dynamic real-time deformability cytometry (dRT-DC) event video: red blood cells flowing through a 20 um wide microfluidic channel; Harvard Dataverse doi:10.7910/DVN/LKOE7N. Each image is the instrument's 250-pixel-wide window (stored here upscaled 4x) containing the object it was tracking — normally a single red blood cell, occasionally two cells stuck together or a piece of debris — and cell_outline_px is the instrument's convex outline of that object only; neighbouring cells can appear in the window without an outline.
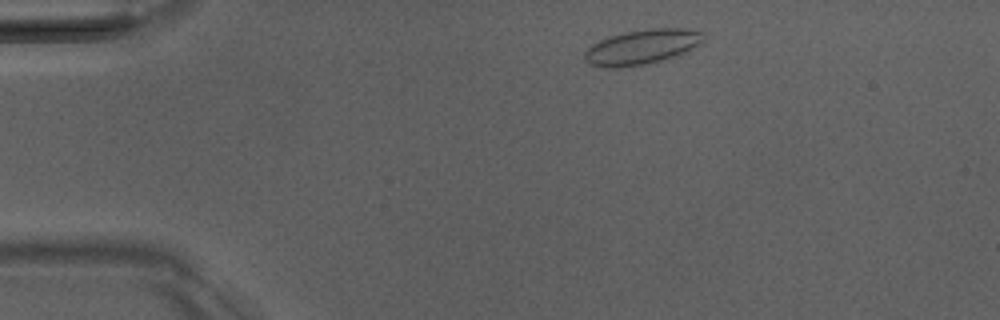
{"species": "Egyptian fruit bat (a non-hibernating species)", "species_latin": "Rousettus aegyptiacus", "temperature_condition": "room temperature", "stored_images_in_passage": 44, "camera_frame_rate_fps": 3000, "um_per_image_px": 0.085, "animal": {"sex": "male"}, "frame": {"image": 1, "passage_image": 3, "time_ms": 0.667, "image_size_px": [1000, 320], "cell_outline_px": [[704, 44], [684, 52], [660, 60], [644, 64], [612, 68], [588, 64], [584, 60], [584, 52], [592, 44], [608, 36], [624, 32], [652, 28], [684, 28], [704, 32]], "centroid_in_image_um": [54.58, 3.97], "position_along_channel_um": 30.4, "area_um2": 24.1}}
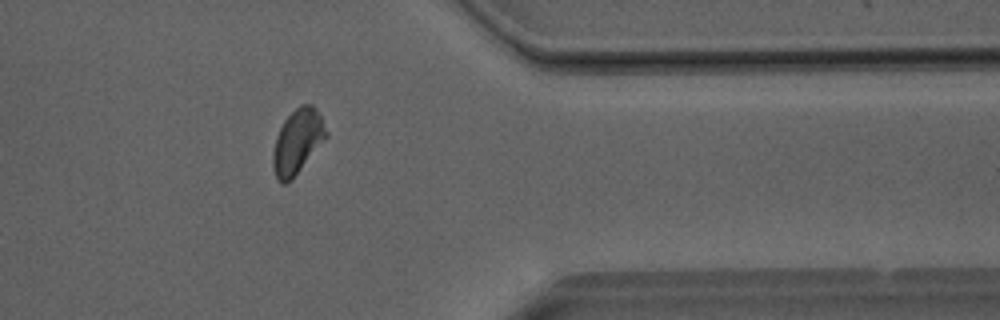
{"frame": {"image": 2, "passage_image": 35, "time_ms": 11.333, "image_size_px": [1000, 320], "cell_outline_px": [[328, 136], [292, 180], [284, 184], [280, 184], [276, 180], [272, 168], [272, 152], [276, 136], [284, 120], [300, 104], [312, 104], [316, 108], [328, 132]], "centroid_in_image_um": [25.26, 12.07], "position_along_channel_um": 386.1, "area_um2": 20.23}}
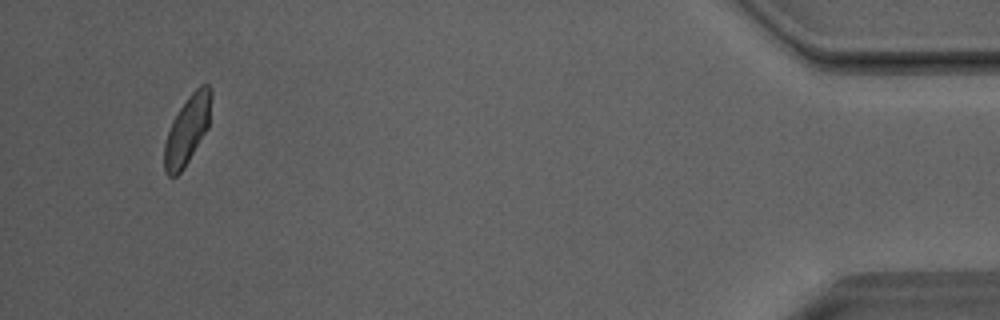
{"frame": {"image": 3, "passage_image": 42, "time_ms": 13.667, "image_size_px": [1000, 320], "cell_outline_px": [[212, 96], [208, 128], [184, 168], [176, 176], [168, 176], [164, 172], [164, 144], [172, 120], [188, 96], [200, 84], [208, 84], [212, 88]], "centroid_in_image_um": [15.93, 11.03], "position_along_channel_um": 419.3, "area_um2": 18.79}, "authors_computed_cell_mechanics": {"area_um2": 19.9988, "velocity_mm_per_s": 4.0271, "shape_relaxation_time_tau1_ms": 5.1484, "shape_relaxation_time_tau2_ms": 1.3864, "deformation_change_tau1": 0.1033, "deformation_change_tau2": 0.0508}}